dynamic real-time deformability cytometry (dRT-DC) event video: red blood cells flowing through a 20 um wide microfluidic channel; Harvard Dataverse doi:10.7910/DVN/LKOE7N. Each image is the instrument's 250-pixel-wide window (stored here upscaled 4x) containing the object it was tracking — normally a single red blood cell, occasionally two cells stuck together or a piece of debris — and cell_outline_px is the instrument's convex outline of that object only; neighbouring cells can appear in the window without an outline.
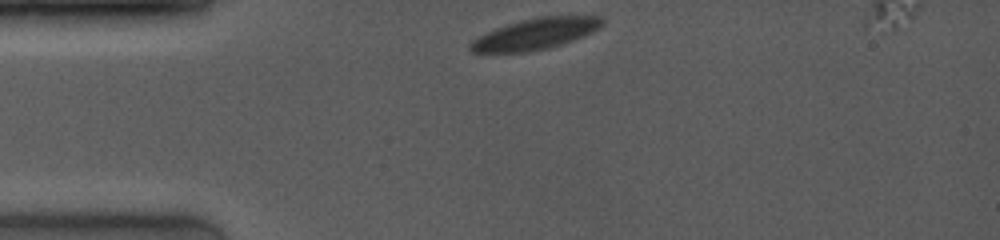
{"species": "common noctule bat (a hibernating species)", "species_latin": "Nyctalus noctula", "temperature_condition": "room temperature", "stored_images_in_passage": 25, "camera_frame_rate_fps": 4000, "um_per_image_px": 0.085, "animal": {"sex": "female", "body_mass_g": 19.0, "forearm_length_mm": 53.3}, "frame": {"image": 1, "passage_image": 1, "time_ms": 0.0, "image_size_px": [1000, 240], "cell_outline_px": [[604, 24], [600, 28], [584, 36], [548, 48], [524, 52], [472, 52], [468, 48], [468, 44], [476, 36], [496, 28], [508, 24], [540, 16], [600, 16], [604, 20]], "centroid_in_image_um": [45.5, 2.88], "position_along_channel_um": 39.5, "area_um2": 23.76}}
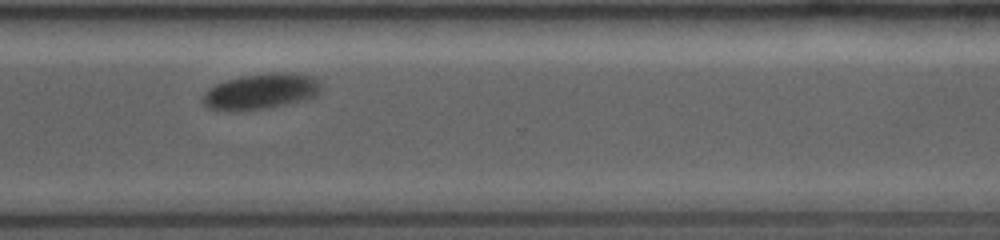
{"frame": {"image": 2, "passage_image": 19, "time_ms": 8.75, "image_size_px": [1000, 240], "cell_outline_px": [[324, 88], [316, 96], [308, 100], [272, 108], [236, 112], [232, 112], [208, 108], [200, 100], [204, 92], [208, 88], [216, 84], [240, 76], [272, 72], [284, 72], [312, 76]], "centroid_in_image_um": [22.18, 7.8], "position_along_channel_um": 348.4, "area_um2": 25.32}}
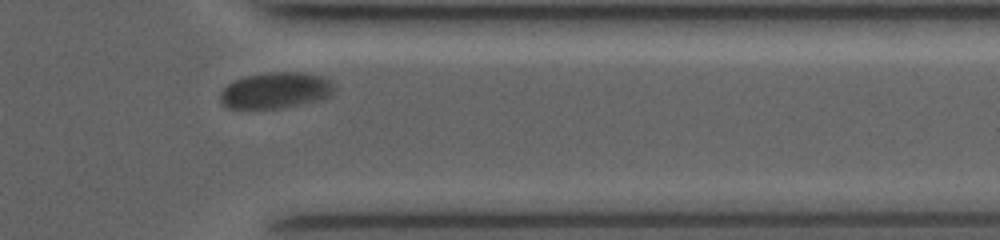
{"frame": {"image": 3, "passage_image": 22, "time_ms": 9.75, "image_size_px": [1000, 240], "cell_outline_px": [[336, 88], [324, 100], [284, 108], [228, 108], [220, 100], [220, 92], [228, 84], [236, 80], [248, 76], [272, 72], [304, 72], [320, 76], [328, 80]], "centroid_in_image_um": [23.46, 7.7], "position_along_channel_um": 387.9, "area_um2": 23.93}, "authors_computed_cell_mechanics": {"area_um2": 25.4898, "velocity_mm_per_s": 3.8683, "shape_relaxation_time_tau1_ms": 1.5465, "shape_relaxation_time_tau2_ms": null, "deformation_change_tau1": 0.0555, "deformation_change_tau2": null}}